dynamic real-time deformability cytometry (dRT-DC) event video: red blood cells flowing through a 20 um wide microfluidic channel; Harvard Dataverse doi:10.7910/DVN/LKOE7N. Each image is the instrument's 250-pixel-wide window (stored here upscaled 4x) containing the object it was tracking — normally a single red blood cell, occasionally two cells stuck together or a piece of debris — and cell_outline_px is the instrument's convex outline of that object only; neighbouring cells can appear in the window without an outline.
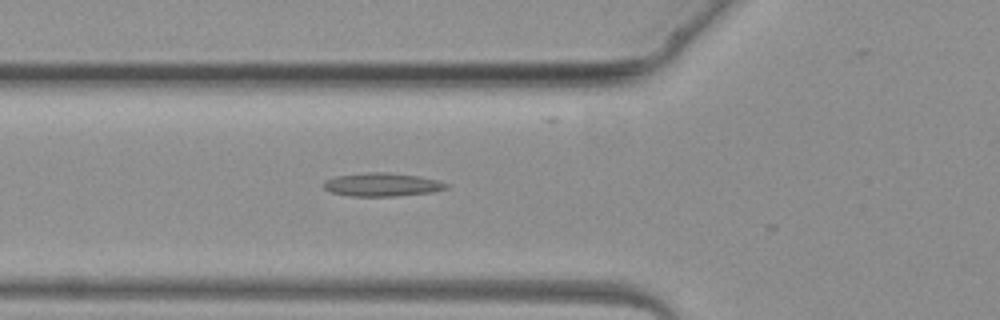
{"species": "common noctule bat (a hibernating species)", "species_latin": "Nyctalus noctula", "temperature_condition": "warm", "stored_images_in_passage": 4, "camera_frame_rate_fps": 3000, "um_per_image_px": 0.085, "animal": {"sex": "female", "body_mass_g": 19.3, "forearm_length_mm": 54.1}, "frame": {"image": 1, "passage_image": 4, "time_ms": 3.667, "image_size_px": [1000, 320], "cell_outline_px": [[448, 188], [432, 192], [396, 196], [348, 196], [328, 192], [324, 188], [324, 180], [336, 176], [368, 172], [388, 172], [416, 176], [436, 180], [448, 184]], "centroid_in_image_um": [32.42, 15.7], "position_along_channel_um": 93.4, "area_um2": 16.7}}